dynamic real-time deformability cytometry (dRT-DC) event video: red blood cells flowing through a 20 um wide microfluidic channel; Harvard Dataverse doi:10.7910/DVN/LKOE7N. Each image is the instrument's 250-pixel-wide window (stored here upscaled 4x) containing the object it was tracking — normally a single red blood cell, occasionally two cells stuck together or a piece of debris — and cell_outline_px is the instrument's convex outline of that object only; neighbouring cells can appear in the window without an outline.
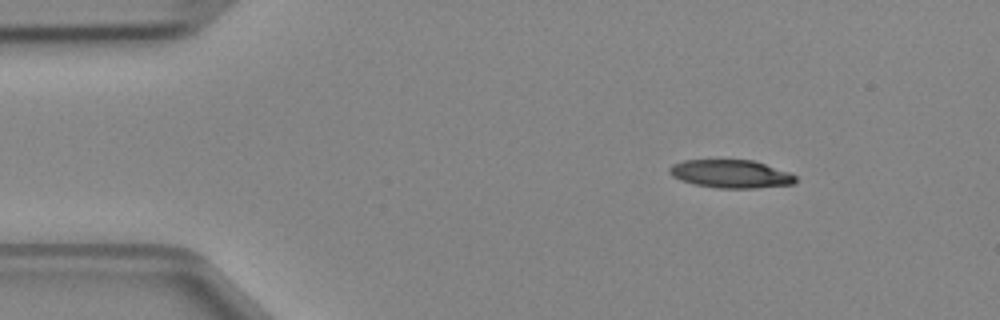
{"species": "Egyptian fruit bat (a non-hibernating species)", "species_latin": "Rousettus aegyptiacus", "temperature_condition": "cold", "stored_images_in_passage": 4, "camera_frame_rate_fps": 3000, "um_per_image_px": 0.085, "animal": {"sex": "female"}, "frame": {"image": 1, "passage_image": 1, "time_ms": 0.0, "image_size_px": [1000, 320], "cell_outline_px": [[796, 184], [756, 188], [716, 188], [696, 184], [680, 180], [672, 176], [668, 172], [668, 168], [672, 164], [684, 160], [752, 160], [788, 172], [796, 176]], "centroid_in_image_um": [62.1, 14.79], "position_along_channel_um": 22.9, "area_um2": 20.63}}
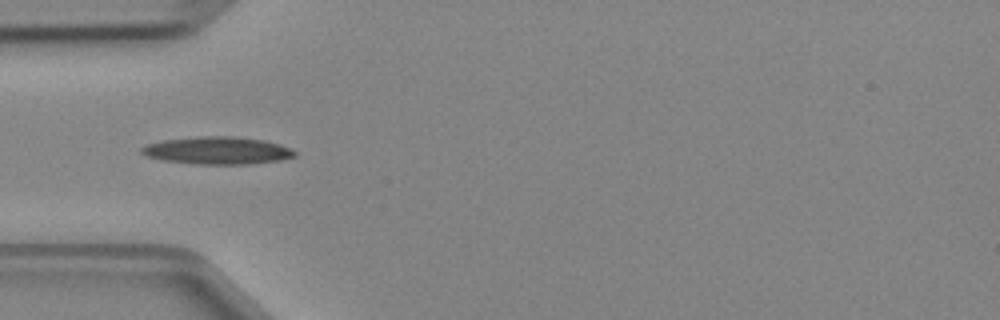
{"frame": {"image": 2, "passage_image": 3, "time_ms": 0.667, "image_size_px": [1000, 320], "cell_outline_px": [[296, 156], [280, 160], [248, 164], [196, 164], [160, 160], [144, 156], [140, 152], [140, 148], [148, 144], [164, 140], [200, 136], [232, 136], [264, 140], [280, 144], [296, 152]], "centroid_in_image_um": [18.44, 12.8], "position_along_channel_um": 66.6, "area_um2": 24.57}}